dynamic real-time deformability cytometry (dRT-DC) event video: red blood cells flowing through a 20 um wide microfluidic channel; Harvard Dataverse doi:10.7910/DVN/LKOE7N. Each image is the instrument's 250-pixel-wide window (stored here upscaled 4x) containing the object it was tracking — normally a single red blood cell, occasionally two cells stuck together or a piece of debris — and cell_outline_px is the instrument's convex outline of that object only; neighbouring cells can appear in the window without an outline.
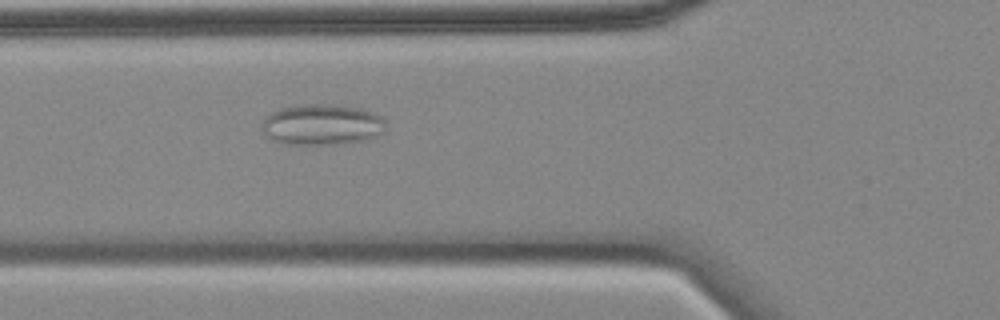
{"species": "common noctule bat (a hibernating species)", "species_latin": "Nyctalus noctula", "temperature_condition": "cold", "stored_images_in_passage": 17, "camera_frame_rate_fps": 3000, "um_per_image_px": 0.085, "animal": {"sex": "female", "body_mass_g": 18.4}, "frame": {"image": 1, "passage_image": 3, "time_ms": 0.667, "image_size_px": [1000, 320], "cell_outline_px": [[384, 128], [380, 132], [364, 140], [340, 144], [284, 144], [272, 140], [260, 132], [260, 124], [272, 112], [280, 108], [300, 104], [336, 104], [360, 108], [372, 112], [380, 116], [384, 120]], "centroid_in_image_um": [27.28, 10.58], "position_along_channel_um": 98.5, "area_um2": 29.59}}